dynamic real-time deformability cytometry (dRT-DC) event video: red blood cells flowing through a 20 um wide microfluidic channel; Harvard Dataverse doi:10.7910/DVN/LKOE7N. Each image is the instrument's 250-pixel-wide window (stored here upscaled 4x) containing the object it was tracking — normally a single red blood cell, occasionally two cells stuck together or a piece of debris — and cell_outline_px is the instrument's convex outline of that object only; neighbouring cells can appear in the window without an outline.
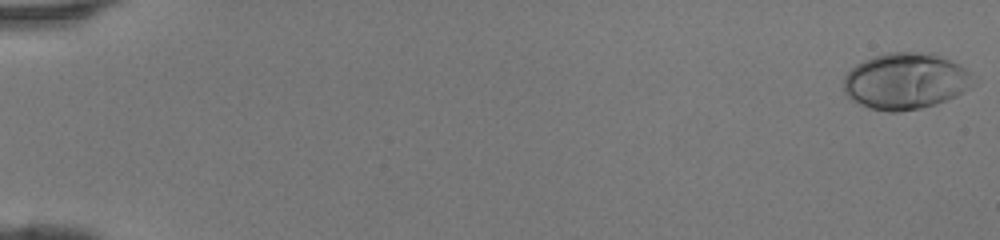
{"species": "human", "species_latin": "Homo sapiens", "temperature_condition": "room temperature", "stored_images_in_passage": 47, "camera_frame_rate_fps": 3000, "um_per_image_px": 0.085, "donor": {"sex": "female"}, "frame": {"image": 1, "passage_image": 1, "time_ms": 0.0, "image_size_px": [1000, 240], "cell_outline_px": [[980, 76], [976, 84], [956, 96], [936, 104], [920, 108], [896, 112], [888, 112], [868, 108], [852, 100], [844, 92], [844, 76], [856, 64], [864, 60], [888, 52], [936, 52], [960, 64]], "centroid_in_image_um": [77.07, 6.88], "position_along_channel_um": 7.9, "area_um2": 43.47}}
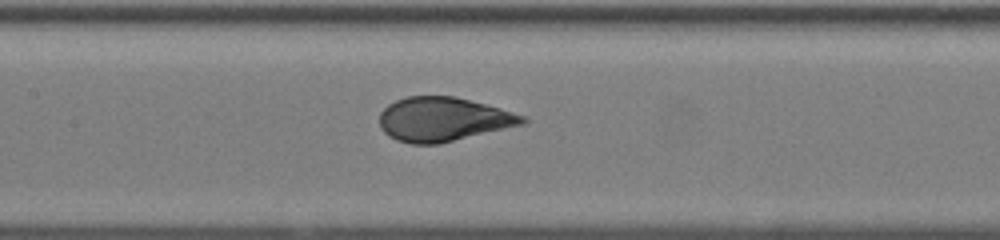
{"frame": {"image": 2, "passage_image": 24, "time_ms": 7.667, "image_size_px": [1000, 240], "cell_outline_px": [[528, 120], [524, 124], [440, 144], [412, 144], [396, 140], [388, 136], [380, 128], [380, 112], [388, 104], [396, 100], [408, 96], [456, 96], [500, 108], [524, 116]], "centroid_in_image_um": [37.65, 10.14], "position_along_channel_um": 169.8, "area_um2": 36.82}}
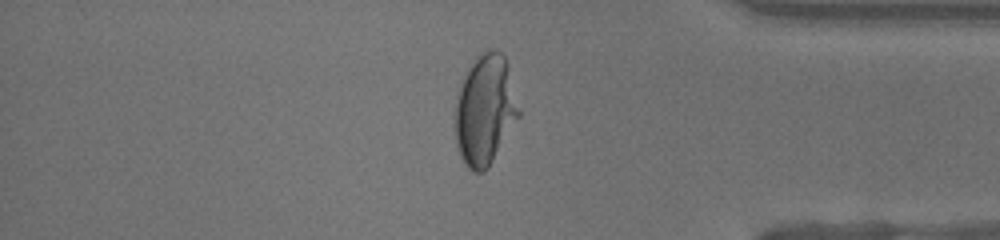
{"frame": {"image": 3, "passage_image": 40, "time_ms": 13.0, "image_size_px": [1000, 240], "cell_outline_px": [[520, 116], [488, 168], [484, 172], [472, 172], [464, 164], [456, 148], [452, 124], [456, 92], [464, 72], [468, 64], [476, 56], [484, 52], [500, 52], [504, 56], [508, 64], [520, 112]], "centroid_in_image_um": [41.15, 9.38], "position_along_channel_um": 394.0, "area_um2": 41.96}}